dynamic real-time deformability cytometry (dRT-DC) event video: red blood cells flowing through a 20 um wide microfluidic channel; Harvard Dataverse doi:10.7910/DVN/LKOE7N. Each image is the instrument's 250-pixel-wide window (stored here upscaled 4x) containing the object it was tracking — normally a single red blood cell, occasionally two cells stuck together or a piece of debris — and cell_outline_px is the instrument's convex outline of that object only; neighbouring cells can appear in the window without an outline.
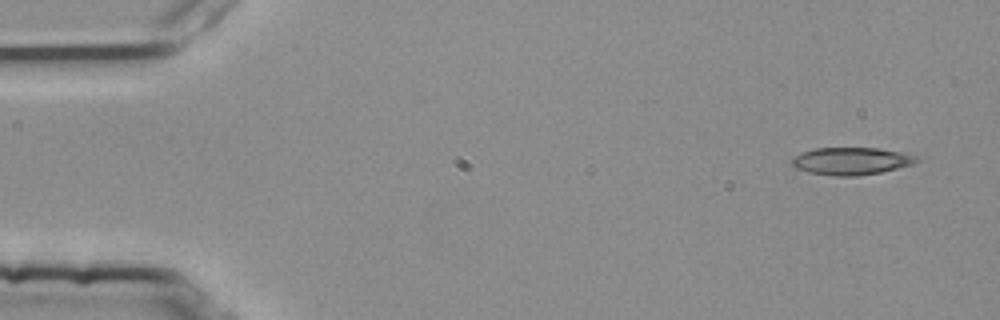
{"species": "common noctule bat (a hibernating species)", "species_latin": "Nyctalus noctula", "temperature_condition": "room temperature", "stored_images_in_passage": 4, "camera_frame_rate_fps": 3000, "um_per_image_px": 0.085, "animal": {"sex": "female", "body_mass_g": 25.1}, "frame": {"image": 1, "passage_image": 1, "time_ms": 0.0, "image_size_px": [1000, 320], "cell_outline_px": [[924, 160], [912, 164], [880, 172], [856, 176], [832, 176], [808, 172], [796, 168], [792, 164], [792, 160], [796, 156], [812, 148], [876, 148], [900, 152], [920, 156]], "centroid_in_image_um": [72.41, 13.69], "position_along_channel_um": 12.6, "area_um2": 19.88}}
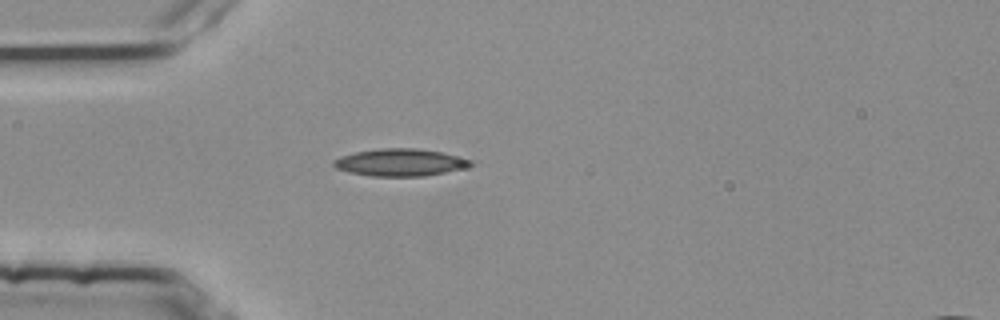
{"frame": {"image": 2, "passage_image": 4, "time_ms": 1.0, "image_size_px": [1000, 320], "cell_outline_px": [[476, 164], [444, 172], [424, 176], [372, 176], [352, 172], [336, 168], [332, 164], [332, 160], [340, 156], [356, 152], [380, 148], [416, 148], [468, 156], [476, 160]], "centroid_in_image_um": [34.11, 13.79], "position_along_channel_um": 50.9, "area_um2": 22.02}}